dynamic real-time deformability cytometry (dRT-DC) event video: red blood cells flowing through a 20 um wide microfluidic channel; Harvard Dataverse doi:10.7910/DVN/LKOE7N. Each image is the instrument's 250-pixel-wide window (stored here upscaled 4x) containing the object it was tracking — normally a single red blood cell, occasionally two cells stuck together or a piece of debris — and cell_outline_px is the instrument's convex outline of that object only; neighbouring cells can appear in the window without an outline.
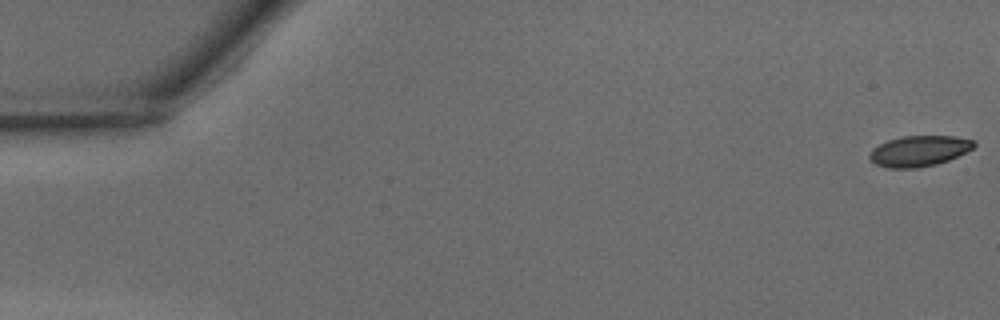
{"species": "common noctule bat (a hibernating species)", "species_latin": "Nyctalus noctula", "temperature_condition": "warm", "stored_images_in_passage": 14, "camera_frame_rate_fps": 3000, "um_per_image_px": 0.085, "animal": {"sex": "male", "body_mass_g": 15.6}, "frame": {"image": 1, "passage_image": 1, "time_ms": 0.0, "image_size_px": [1000, 320], "cell_outline_px": [[976, 144], [972, 148], [948, 160], [936, 164], [916, 168], [888, 168], [876, 164], [868, 156], [872, 148], [888, 140], [904, 136], [956, 136], [976, 140]], "centroid_in_image_um": [78.12, 12.82], "position_along_channel_um": 6.9, "area_um2": 18.55}}
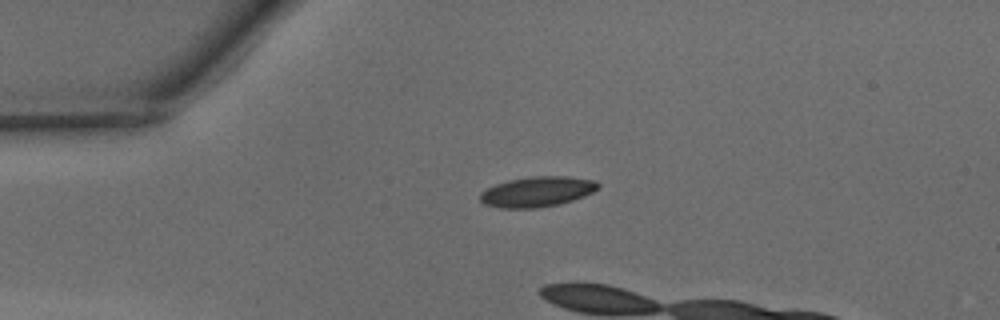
{"frame": {"image": 2, "passage_image": 12, "time_ms": 3.667, "image_size_px": [1000, 320], "cell_outline_px": [[600, 188], [584, 196], [560, 204], [536, 208], [500, 208], [484, 204], [480, 200], [480, 192], [496, 184], [508, 180], [532, 176], [568, 176], [596, 180], [600, 184]], "centroid_in_image_um": [45.68, 16.29], "position_along_channel_um": 39.3, "area_um2": 20.92}}